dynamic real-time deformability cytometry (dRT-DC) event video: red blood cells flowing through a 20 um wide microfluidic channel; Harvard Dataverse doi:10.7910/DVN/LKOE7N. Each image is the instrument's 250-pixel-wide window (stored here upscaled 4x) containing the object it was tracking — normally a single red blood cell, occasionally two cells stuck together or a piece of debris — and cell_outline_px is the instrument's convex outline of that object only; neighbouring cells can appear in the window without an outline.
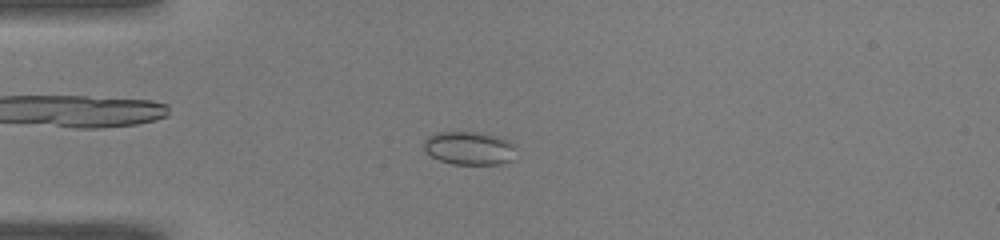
{"species": "common noctule bat (a hibernating species)", "species_latin": "Nyctalus noctula", "temperature_condition": "warm", "stored_images_in_passage": 49, "camera_frame_rate_fps": 3000, "um_per_image_px": 0.085, "animal": {"sex": "male", "body_mass_g": 19.0, "forearm_length_mm": 50.8}, "frame": {"image": 1, "passage_image": 13, "time_ms": 4.0, "image_size_px": [1000, 240], "cell_outline_px": [[516, 160], [500, 164], [452, 164], [440, 160], [432, 156], [424, 148], [424, 140], [432, 132], [480, 132], [500, 136], [516, 144]], "centroid_in_image_um": [39.97, 12.58], "position_along_channel_um": 45.0, "area_um2": 18.38}}
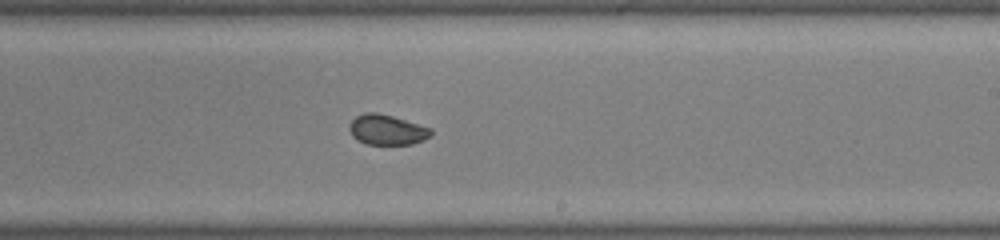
{"frame": {"image": 2, "passage_image": 30, "time_ms": 9.667, "image_size_px": [1000, 240], "cell_outline_px": [[432, 136], [424, 140], [412, 144], [364, 144], [356, 140], [352, 136], [348, 128], [348, 124], [356, 116], [364, 112], [376, 112], [392, 116], [432, 128]], "centroid_in_image_um": [32.87, 11.03], "position_along_channel_um": 256.1, "area_um2": 14.57}}
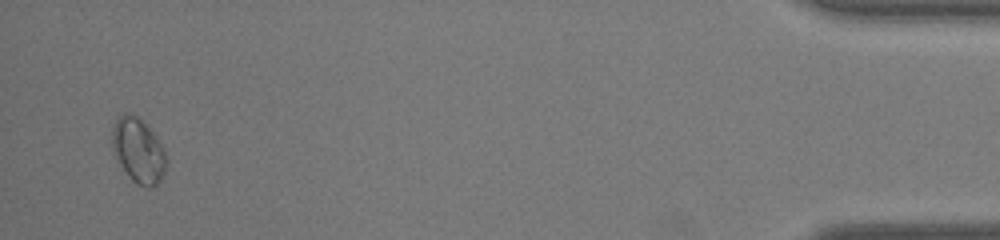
{"frame": {"image": 3, "passage_image": 48, "time_ms": 15.667, "image_size_px": [1000, 240], "cell_outline_px": [[164, 172], [160, 180], [156, 184], [148, 188], [144, 188], [136, 184], [128, 176], [120, 164], [112, 148], [112, 128], [116, 120], [124, 112], [128, 112], [136, 116], [148, 124], [156, 136], [164, 152]], "centroid_in_image_um": [11.73, 12.77], "position_along_channel_um": 423.5, "area_um2": 20.17}, "authors_computed_cell_mechanics": {"area_um2": 16.0684, "velocity_mm_per_s": 4.0847, "shape_relaxation_time_tau1_ms": null, "shape_relaxation_time_tau2_ms": 1.0336, "deformation_change_tau1": null, "deformation_change_tau2": 0.0445}}